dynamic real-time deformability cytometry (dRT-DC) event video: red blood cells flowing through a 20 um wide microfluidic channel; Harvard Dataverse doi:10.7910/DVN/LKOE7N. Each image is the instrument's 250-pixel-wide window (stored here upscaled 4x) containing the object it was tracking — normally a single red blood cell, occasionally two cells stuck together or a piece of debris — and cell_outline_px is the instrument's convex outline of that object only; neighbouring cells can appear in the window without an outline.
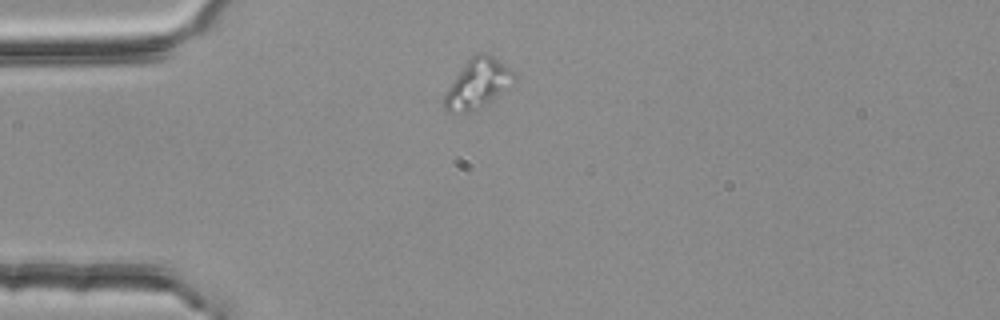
{"species": "common noctule bat (a hibernating species)", "species_latin": "Nyctalus noctula", "temperature_condition": "room temperature", "stored_images_in_passage": 2, "camera_frame_rate_fps": 3000, "um_per_image_px": 0.085, "animal": {"sex": "female", "body_mass_g": 25.1}, "frame": {"image": 1, "passage_image": 1, "time_ms": 0.0, "image_size_px": [1000, 320], "cell_outline_px": [[516, 80], [512, 84], [476, 112], [448, 112], [444, 108], [444, 92], [464, 64], [476, 52], [484, 52], [492, 56], [504, 64], [516, 76]], "centroid_in_image_um": [40.58, 7.12], "position_along_channel_um": 44.4, "area_um2": 20.0}}